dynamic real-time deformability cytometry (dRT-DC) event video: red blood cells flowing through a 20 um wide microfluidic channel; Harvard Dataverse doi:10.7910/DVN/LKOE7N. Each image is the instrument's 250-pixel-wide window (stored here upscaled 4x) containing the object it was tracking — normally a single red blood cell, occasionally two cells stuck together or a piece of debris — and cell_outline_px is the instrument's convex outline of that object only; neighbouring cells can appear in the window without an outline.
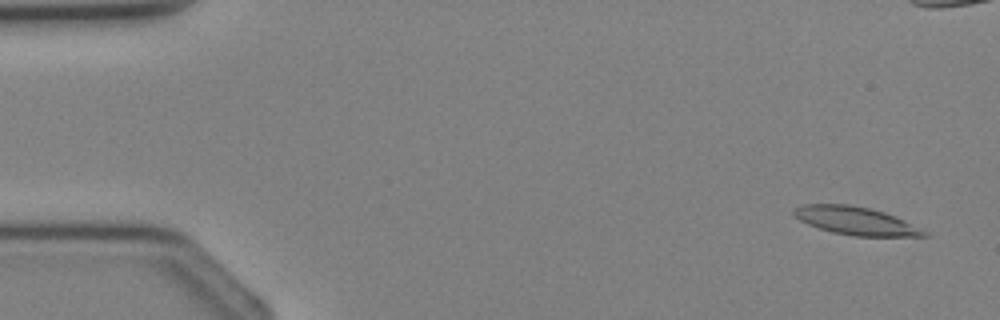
{"species": "Egyptian fruit bat (a non-hibernating species)", "species_latin": "Rousettus aegyptiacus", "temperature_condition": "cold", "stored_images_in_passage": 5, "camera_frame_rate_fps": 3000, "um_per_image_px": 0.085, "animal": {"sex": "female"}, "frame": {"image": 1, "passage_image": 1, "time_ms": 0.0, "image_size_px": [1000, 320], "cell_outline_px": [[928, 236], [856, 236], [832, 232], [808, 224], [800, 220], [792, 212], [792, 208], [804, 204], [848, 204], [868, 208], [884, 212], [904, 220], [928, 232]], "centroid_in_image_um": [72.72, 18.76], "position_along_channel_um": 12.3, "area_um2": 21.04}}